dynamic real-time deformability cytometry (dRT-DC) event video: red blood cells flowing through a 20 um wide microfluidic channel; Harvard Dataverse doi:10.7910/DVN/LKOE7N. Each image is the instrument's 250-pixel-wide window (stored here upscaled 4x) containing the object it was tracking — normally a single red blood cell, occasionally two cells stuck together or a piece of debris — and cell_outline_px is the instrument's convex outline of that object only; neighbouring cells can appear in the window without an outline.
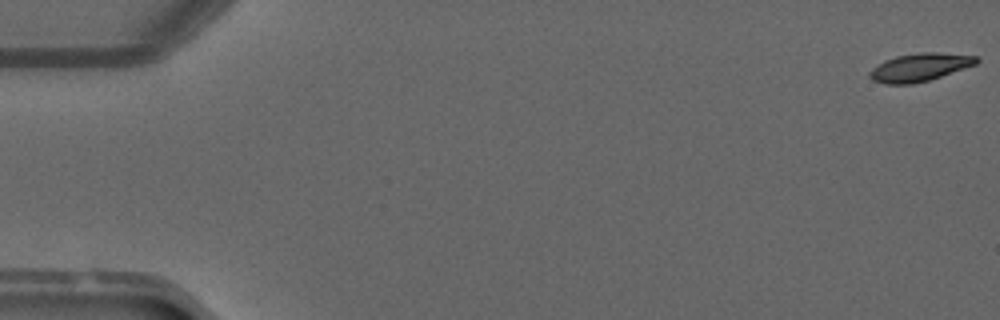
{"species": "common noctule bat (a hibernating species)", "species_latin": "Nyctalus noctula", "temperature_condition": "warm", "stored_images_in_passage": 48, "camera_frame_rate_fps": 3000, "um_per_image_px": 0.085, "animal": {"sex": "male", "forearm_length_mm": 52.5}, "frame": {"image": 1, "passage_image": 1, "time_ms": 0.0, "image_size_px": [1000, 320], "cell_outline_px": [[980, 60], [976, 64], [928, 80], [912, 84], [884, 84], [872, 80], [868, 76], [868, 72], [872, 68], [884, 60], [896, 56], [920, 52], [936, 52], [976, 56]], "centroid_in_image_um": [78.12, 5.72], "position_along_channel_um": 6.9, "area_um2": 17.34}}
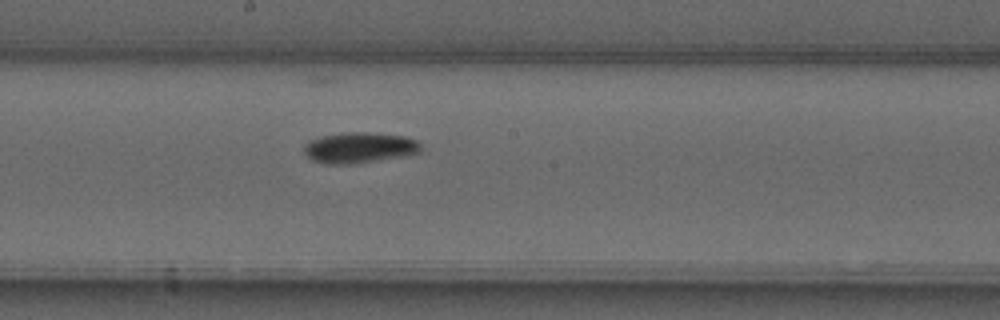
{"frame": {"image": 2, "passage_image": 28, "time_ms": 9.0, "image_size_px": [1000, 320], "cell_outline_px": [[424, 148], [420, 152], [404, 156], [352, 164], [328, 164], [312, 160], [304, 152], [304, 144], [320, 136], [344, 132], [368, 132], [404, 136], [416, 140]], "centroid_in_image_um": [30.56, 12.55], "position_along_channel_um": 217.6, "area_um2": 20.98}}
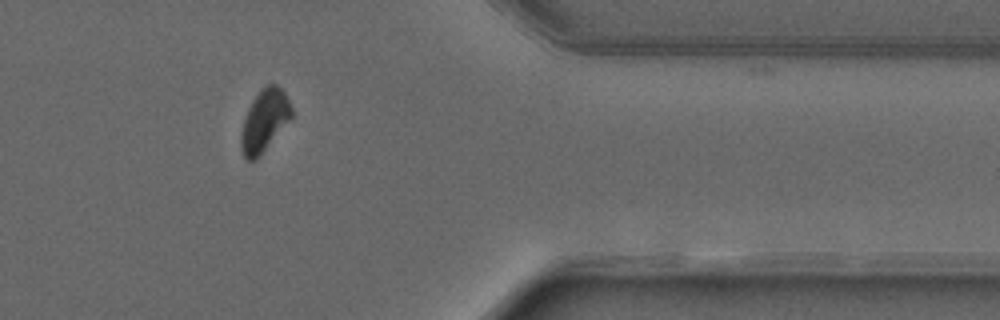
{"frame": {"image": 3, "passage_image": 42, "time_ms": 13.667, "image_size_px": [1000, 320], "cell_outline_px": [[292, 116], [260, 156], [256, 160], [248, 160], [244, 156], [240, 148], [240, 132], [248, 108], [252, 100], [260, 88], [268, 84], [276, 84], [284, 92], [292, 108]], "centroid_in_image_um": [22.45, 10.25], "position_along_channel_um": 389.0, "area_um2": 18.15}, "authors_computed_cell_mechanics": {"area_um2": 19.0162, "velocity_mm_per_s": 4.0887, "shape_relaxation_time_tau1_ms": 2.6894, "shape_relaxation_time_tau2_ms": null, "deformation_change_tau1": 0.1204, "deformation_change_tau2": null}}